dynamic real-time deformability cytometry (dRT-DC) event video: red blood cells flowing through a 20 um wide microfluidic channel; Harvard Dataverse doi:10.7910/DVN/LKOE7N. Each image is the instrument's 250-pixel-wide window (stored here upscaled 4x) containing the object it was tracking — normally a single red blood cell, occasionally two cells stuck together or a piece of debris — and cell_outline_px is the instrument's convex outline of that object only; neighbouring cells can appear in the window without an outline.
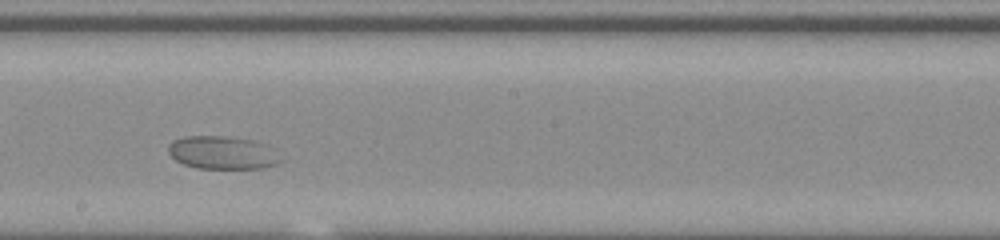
{"species": "common noctule bat (a hibernating species)", "species_latin": "Nyctalus noctula", "temperature_condition": "room temperature", "stored_images_in_passage": 29, "camera_frame_rate_fps": 3000, "um_per_image_px": 0.085, "animal": {"sex": "male", "body_mass_g": 20.0, "forearm_length_mm": 53.3}, "frame": {"image": 1, "passage_image": 17, "time_ms": 5.333, "image_size_px": [1000, 240], "cell_outline_px": [[284, 160], [276, 164], [264, 168], [196, 168], [184, 164], [176, 160], [168, 152], [168, 144], [184, 136], [224, 136], [252, 140], [276, 148]], "centroid_in_image_um": [18.97, 12.98], "position_along_channel_um": 229.2, "area_um2": 21.79}}